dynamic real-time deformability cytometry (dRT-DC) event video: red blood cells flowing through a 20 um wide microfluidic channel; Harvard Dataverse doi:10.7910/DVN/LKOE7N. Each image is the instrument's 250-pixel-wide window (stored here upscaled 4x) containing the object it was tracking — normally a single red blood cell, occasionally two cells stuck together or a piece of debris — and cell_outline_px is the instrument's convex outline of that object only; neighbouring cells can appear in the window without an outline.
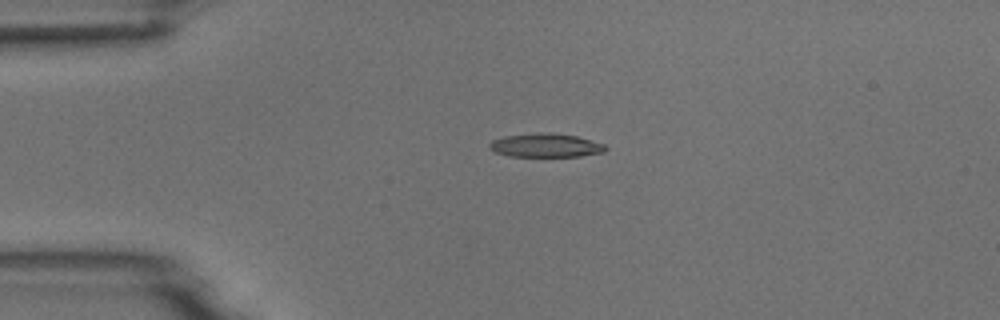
{"species": "common noctule bat (a hibernating species)", "species_latin": "Nyctalus noctula", "temperature_condition": "room temperature", "stored_images_in_passage": 3, "camera_frame_rate_fps": 3000, "um_per_image_px": 0.085, "animal": {"sex": "male", "body_mass_g": 18.8}, "frame": {"image": 1, "passage_image": 3, "time_ms": 2.333, "image_size_px": [1000, 320], "cell_outline_px": [[608, 148], [604, 152], [580, 156], [508, 156], [496, 152], [488, 148], [488, 144], [492, 140], [504, 136], [540, 132], [548, 132], [576, 136], [604, 144]], "centroid_in_image_um": [46.36, 12.35], "position_along_channel_um": 38.6, "area_um2": 16.01}}